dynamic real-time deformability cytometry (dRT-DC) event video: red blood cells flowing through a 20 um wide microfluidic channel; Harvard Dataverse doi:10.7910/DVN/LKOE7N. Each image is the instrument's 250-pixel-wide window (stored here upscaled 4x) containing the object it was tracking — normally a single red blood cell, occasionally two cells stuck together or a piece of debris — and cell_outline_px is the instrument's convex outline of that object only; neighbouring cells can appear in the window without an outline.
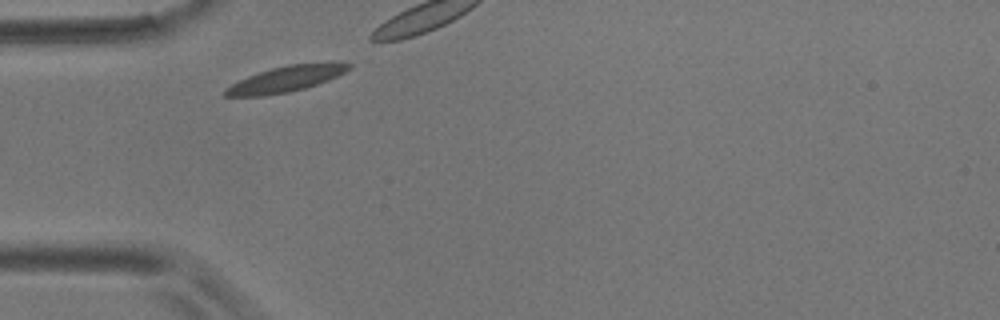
{"species": "common noctule bat (a hibernating species)", "species_latin": "Nyctalus noctula", "temperature_condition": "room temperature", "stored_images_in_passage": 3, "camera_frame_rate_fps": 3000, "um_per_image_px": 0.085, "animal": {"sex": "male", "body_mass_g": 17.9}, "frame": {"image": 1, "passage_image": 1, "time_ms": 0.0, "image_size_px": [1000, 320], "cell_outline_px": [[352, 68], [328, 80], [304, 88], [288, 92], [264, 96], [224, 96], [224, 88], [248, 76], [272, 68], [288, 64], [352, 64]], "centroid_in_image_um": [24.21, 6.74], "position_along_channel_um": 60.8, "area_um2": 17.92}}